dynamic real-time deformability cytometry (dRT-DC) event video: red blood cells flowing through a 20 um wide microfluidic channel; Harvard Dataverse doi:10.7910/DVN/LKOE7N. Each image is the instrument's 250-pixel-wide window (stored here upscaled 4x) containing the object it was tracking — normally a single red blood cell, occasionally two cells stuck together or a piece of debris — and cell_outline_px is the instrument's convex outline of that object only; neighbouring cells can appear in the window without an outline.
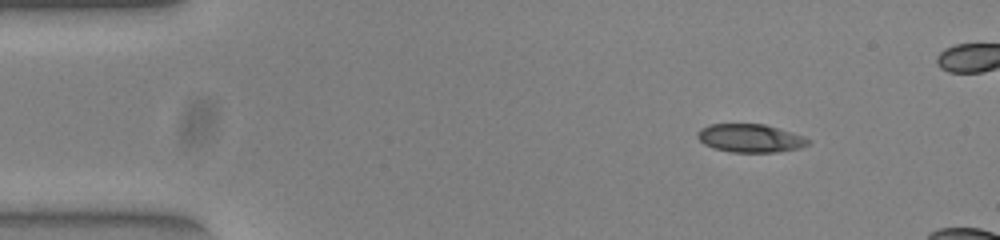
{"species": "common noctule bat (a hibernating species)", "species_latin": "Nyctalus noctula", "temperature_condition": "warm", "stored_images_in_passage": 48, "camera_frame_rate_fps": 3000, "um_per_image_px": 0.085, "animal": {"sex": "female", "body_mass_g": 23.0, "forearm_length_mm": 53.4}, "frame": {"image": 1, "passage_image": 1, "time_ms": 0.0, "image_size_px": [1000, 240], "cell_outline_px": [[812, 140], [808, 144], [800, 148], [776, 152], [732, 152], [712, 148], [704, 144], [696, 136], [696, 132], [700, 128], [708, 124], [764, 124], [792, 132], [804, 136]], "centroid_in_image_um": [63.75, 11.74], "position_along_channel_um": 21.2, "area_um2": 18.38}}
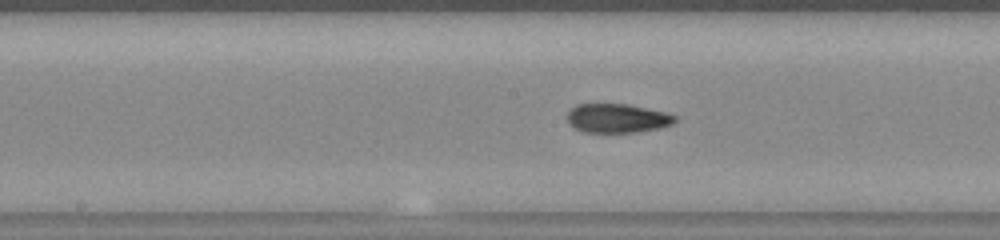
{"frame": {"image": 2, "passage_image": 21, "time_ms": 6.667, "image_size_px": [1000, 240], "cell_outline_px": [[676, 120], [672, 124], [660, 128], [636, 132], [584, 132], [568, 124], [568, 112], [576, 104], [628, 104], [664, 112], [676, 116]], "centroid_in_image_um": [52.46, 10.05], "position_along_channel_um": 195.7, "area_um2": 18.09}}
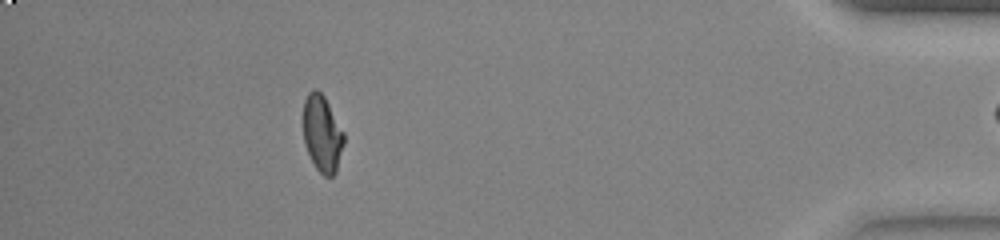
{"frame": {"image": 3, "passage_image": 42, "time_ms": 13.667, "image_size_px": [1000, 240], "cell_outline_px": [[344, 144], [336, 172], [332, 176], [324, 176], [316, 168], [304, 144], [304, 100], [308, 92], [312, 88], [316, 88], [324, 96], [344, 132]], "centroid_in_image_um": [27.39, 11.34], "position_along_channel_um": 407.8, "area_um2": 18.09}, "authors_computed_cell_mechanics": {"area_um2": 18.8428, "velocity_mm_per_s": 3.8405, "shape_relaxation_time_tau1_ms": null, "shape_relaxation_time_tau2_ms": 1.9886, "deformation_change_tau1": null, "deformation_change_tau2": 0.0702}}